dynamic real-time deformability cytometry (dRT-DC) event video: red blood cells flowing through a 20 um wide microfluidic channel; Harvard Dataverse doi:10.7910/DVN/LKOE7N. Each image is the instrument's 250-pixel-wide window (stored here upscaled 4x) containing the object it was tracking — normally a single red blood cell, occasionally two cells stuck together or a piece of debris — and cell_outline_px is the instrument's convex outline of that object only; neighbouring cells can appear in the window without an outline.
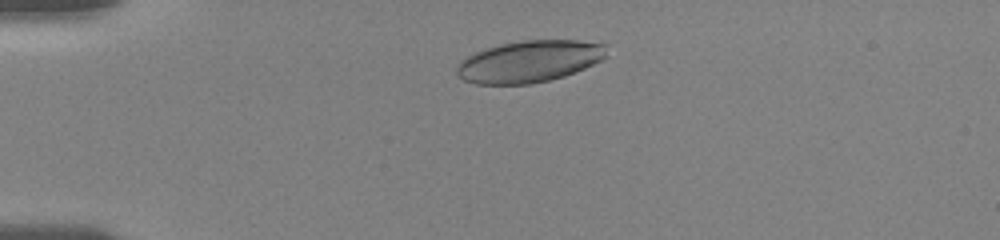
{"species": "human", "species_latin": "Homo sapiens", "temperature_condition": "room temperature", "stored_images_in_passage": 18, "camera_frame_rate_fps": 3000, "um_per_image_px": 0.085, "donor": {"sex": "female"}, "frame": {"image": 1, "passage_image": 6, "time_ms": 2.0, "image_size_px": [1000, 240], "cell_outline_px": [[608, 56], [584, 68], [564, 76], [532, 84], [476, 84], [464, 80], [456, 72], [456, 64], [460, 60], [476, 52], [500, 44], [520, 40], [576, 40], [608, 44]], "centroid_in_image_um": [45.01, 5.21], "position_along_channel_um": 40.0, "area_um2": 36.59}}
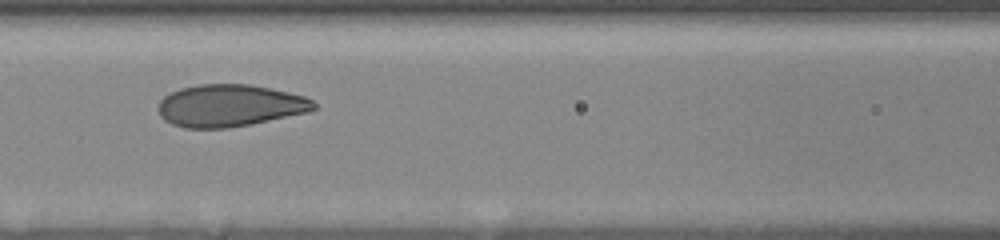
{"frame": {"image": 2, "passage_image": 13, "time_ms": 6.0, "image_size_px": [1000, 240], "cell_outline_px": [[316, 108], [308, 112], [252, 124], [228, 128], [184, 128], [172, 124], [164, 120], [160, 116], [160, 100], [164, 96], [180, 88], [200, 84], [248, 84], [288, 92], [304, 96], [312, 100], [316, 104]], "centroid_in_image_um": [19.53, 8.98], "position_along_channel_um": 147.1, "area_um2": 38.09}}
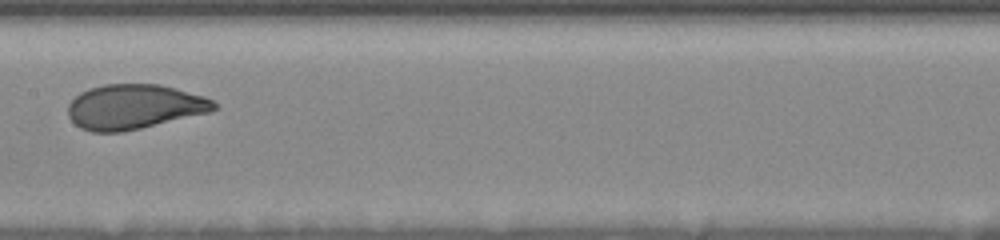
{"frame": {"image": 3, "passage_image": 16, "time_ms": 7.333, "image_size_px": [1000, 240], "cell_outline_px": [[216, 108], [208, 112], [124, 132], [92, 132], [80, 128], [68, 116], [68, 104], [80, 92], [88, 88], [104, 84], [160, 84], [176, 88], [204, 96], [212, 100], [216, 104]], "centroid_in_image_um": [11.37, 9.07], "position_along_channel_um": 196.0, "area_um2": 37.97}}